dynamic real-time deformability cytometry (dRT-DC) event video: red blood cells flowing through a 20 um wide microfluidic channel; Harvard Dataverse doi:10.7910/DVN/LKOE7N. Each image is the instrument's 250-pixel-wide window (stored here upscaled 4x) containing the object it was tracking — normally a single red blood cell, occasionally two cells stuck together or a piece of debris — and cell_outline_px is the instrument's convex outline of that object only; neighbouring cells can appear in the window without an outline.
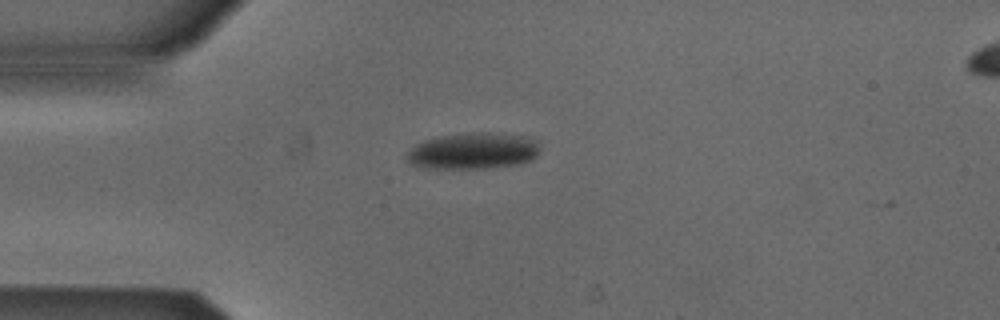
{"species": "Egyptian fruit bat (a non-hibernating species)", "species_latin": "Rousettus aegyptiacus", "temperature_condition": "cold", "stored_images_in_passage": 5, "camera_frame_rate_fps": 3000, "um_per_image_px": 0.085, "animal": {"sex": "male"}, "frame": {"image": 1, "passage_image": 2, "time_ms": 0.333, "image_size_px": [1000, 320], "cell_outline_px": [[540, 148], [536, 156], [520, 164], [488, 168], [424, 168], [412, 164], [408, 160], [408, 152], [416, 144], [424, 140], [444, 136], [524, 136], [540, 140]], "centroid_in_image_um": [40.24, 12.9], "position_along_channel_um": 44.8, "area_um2": 26.76}}